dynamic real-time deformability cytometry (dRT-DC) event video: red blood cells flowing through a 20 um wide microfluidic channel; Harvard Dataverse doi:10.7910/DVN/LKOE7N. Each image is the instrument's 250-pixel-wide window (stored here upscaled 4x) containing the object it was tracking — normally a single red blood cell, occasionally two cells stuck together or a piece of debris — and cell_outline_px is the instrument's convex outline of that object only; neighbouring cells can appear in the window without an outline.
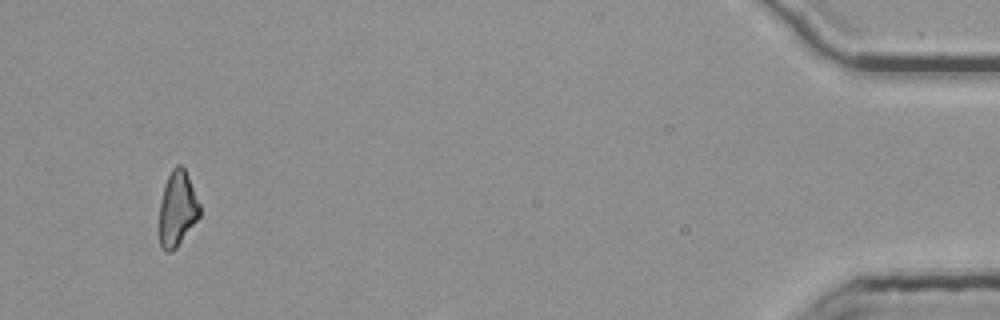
{"species": "common noctule bat (a hibernating species)", "species_latin": "Nyctalus noctula", "temperature_condition": "room temperature", "stored_images_in_passage": 53, "segment_of_instrument_passage": [2, 2], "camera_frame_rate_fps": 3000, "um_per_image_px": 0.085, "animal": {"sex": "female", "body_mass_g": 25.1}, "frame": {"image": 1, "passage_image": 52, "time_ms": 17.0, "image_size_px": [1000, 320], "cell_outline_px": [[200, 216], [176, 248], [168, 252], [164, 252], [160, 248], [160, 200], [164, 184], [172, 168], [176, 164], [180, 164], [184, 168], [188, 176], [200, 204]], "centroid_in_image_um": [15.07, 17.74], "position_along_channel_um": 420.1, "area_um2": 17.69}}